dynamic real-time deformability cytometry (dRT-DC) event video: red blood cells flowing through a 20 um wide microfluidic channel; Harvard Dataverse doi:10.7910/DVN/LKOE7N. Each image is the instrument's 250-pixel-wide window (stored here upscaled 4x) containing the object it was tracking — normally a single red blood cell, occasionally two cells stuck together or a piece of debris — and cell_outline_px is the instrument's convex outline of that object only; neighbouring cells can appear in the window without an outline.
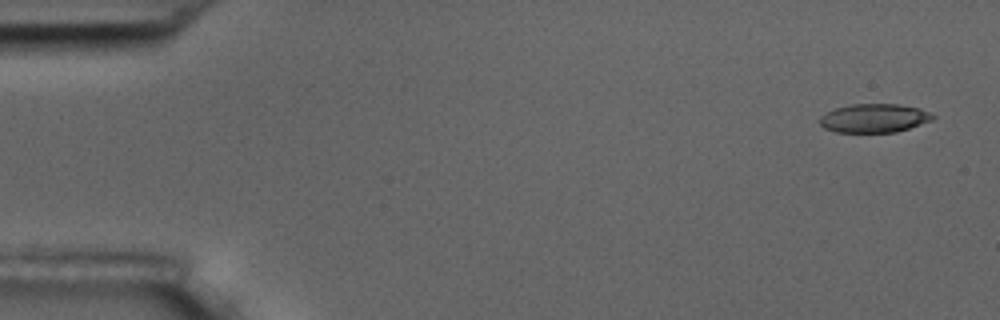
{"species": "common noctule bat (a hibernating species)", "species_latin": "Nyctalus noctula", "temperature_condition": "room temperature", "stored_images_in_passage": 5, "camera_frame_rate_fps": 3000, "um_per_image_px": 0.085, "animal": {"sex": "male", "body_mass_g": 17.5, "forearm_length_mm": 52.3}, "frame": {"image": 1, "passage_image": 1, "time_ms": 0.0, "image_size_px": [1000, 320], "cell_outline_px": [[936, 116], [932, 120], [896, 132], [836, 132], [824, 128], [820, 124], [820, 116], [836, 108], [852, 104], [900, 104], [920, 108]], "centroid_in_image_um": [74.31, 10.04], "position_along_channel_um": 10.7, "area_um2": 18.79}}
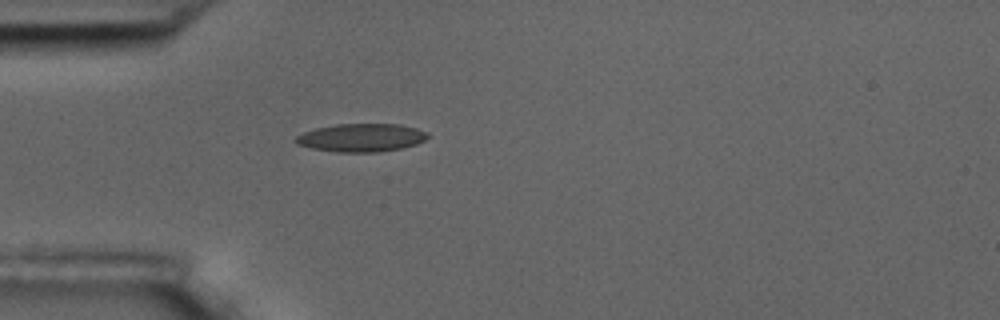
{"frame": {"image": 2, "passage_image": 5, "time_ms": 4.667, "image_size_px": [1000, 320], "cell_outline_px": [[428, 136], [424, 140], [416, 144], [404, 148], [376, 152], [336, 152], [312, 148], [296, 144], [292, 140], [296, 136], [304, 132], [316, 128], [336, 124], [400, 124], [416, 128], [428, 132]], "centroid_in_image_um": [30.7, 11.7], "position_along_channel_um": 54.3, "area_um2": 21.73}}